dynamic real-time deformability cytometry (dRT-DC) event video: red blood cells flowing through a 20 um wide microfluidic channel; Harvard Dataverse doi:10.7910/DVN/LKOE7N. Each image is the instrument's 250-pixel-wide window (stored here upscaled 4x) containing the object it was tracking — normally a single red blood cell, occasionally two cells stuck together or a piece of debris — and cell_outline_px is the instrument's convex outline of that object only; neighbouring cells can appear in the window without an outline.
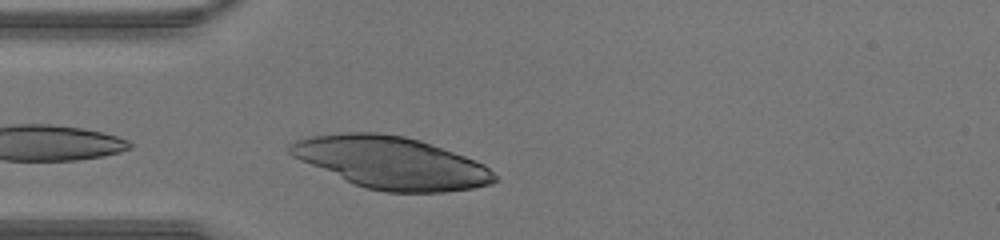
{"species": "human", "species_latin": "Homo sapiens", "temperature_condition": "warm", "stored_images_in_passage": 7, "camera_frame_rate_fps": 3000, "um_per_image_px": 0.085, "donor": {"sex": "male"}, "frame": {"image": 1, "passage_image": 1, "time_ms": 0.0, "image_size_px": [1000, 240], "cell_outline_px": [[496, 180], [492, 184], [472, 188], [444, 192], [384, 192], [364, 188], [300, 160], [292, 156], [288, 152], [288, 144], [296, 140], [312, 136], [340, 132], [376, 132], [404, 136], [420, 140], [476, 160], [484, 164], [496, 176]], "centroid_in_image_um": [33.25, 13.82], "position_along_channel_um": 51.8, "area_um2": 61.85}}